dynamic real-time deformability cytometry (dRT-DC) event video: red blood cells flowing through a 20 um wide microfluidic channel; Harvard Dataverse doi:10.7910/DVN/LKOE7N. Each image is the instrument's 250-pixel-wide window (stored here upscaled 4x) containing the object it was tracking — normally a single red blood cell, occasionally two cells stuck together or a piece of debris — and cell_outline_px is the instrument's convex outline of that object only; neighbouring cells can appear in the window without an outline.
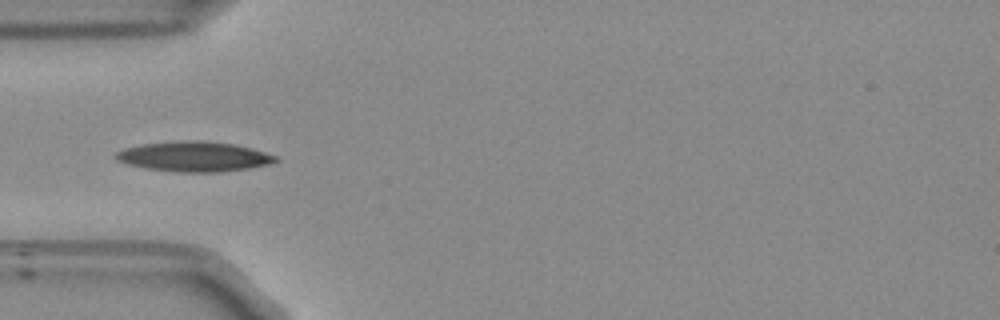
{"species": "Egyptian fruit bat (a non-hibernating species)", "species_latin": "Rousettus aegyptiacus", "temperature_condition": "room temperature", "stored_images_in_passage": 38, "camera_frame_rate_fps": 3000, "um_per_image_px": 0.085, "frame": {"image": 1, "passage_image": 1, "time_ms": 0.0, "image_size_px": [1000, 320], "cell_outline_px": [[280, 160], [268, 164], [248, 168], [220, 172], [180, 172], [148, 168], [128, 164], [116, 160], [112, 156], [116, 152], [124, 148], [144, 144], [184, 140], [196, 140], [232, 144], [252, 148], [276, 156]], "centroid_in_image_um": [16.48, 13.31], "position_along_channel_um": 68.5, "area_um2": 27.69}}
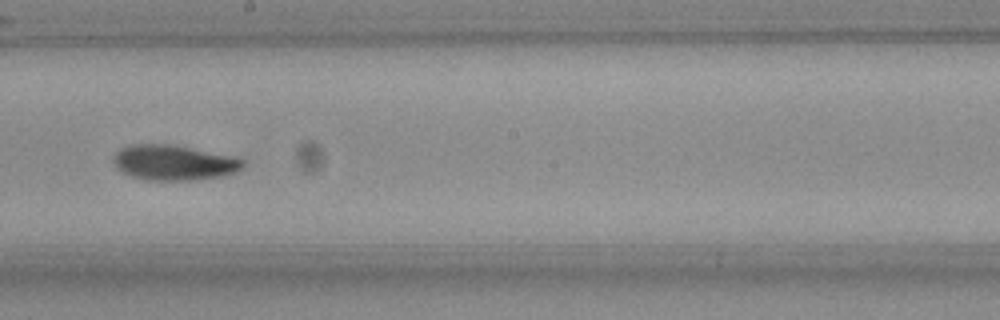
{"frame": {"image": 2, "passage_image": 14, "time_ms": 4.333, "image_size_px": [1000, 320], "cell_outline_px": [[244, 168], [236, 172], [224, 176], [192, 180], [144, 180], [132, 176], [116, 168], [112, 160], [116, 152], [120, 148], [132, 144], [168, 144], [232, 156], [244, 160]], "centroid_in_image_um": [14.77, 13.83], "position_along_channel_um": 233.4, "area_um2": 26.53}}
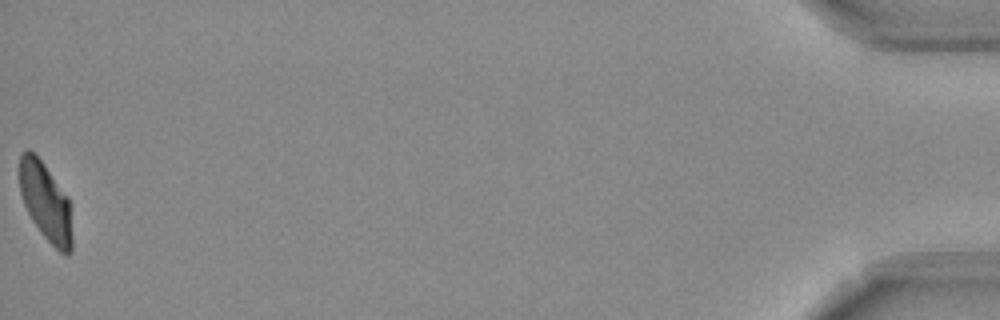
{"frame": {"image": 3, "passage_image": 38, "time_ms": 12.333, "image_size_px": [1000, 320], "cell_outline_px": [[72, 252], [68, 256], [64, 256], [40, 232], [32, 220], [24, 204], [20, 192], [20, 156], [28, 148], [44, 164], [68, 196], [72, 236]], "centroid_in_image_um": [3.9, 17.2], "position_along_channel_um": 431.3, "area_um2": 23.81}, "authors_computed_cell_mechanics": {"area_um2": 25.6921, "velocity_mm_per_s": 3.783, "shape_relaxation_time_tau1_ms": 8.7759, "shape_relaxation_time_tau2_ms": 3.663, "deformation_change_tau1": 0.2068, "deformation_change_tau2": 0.0898}}